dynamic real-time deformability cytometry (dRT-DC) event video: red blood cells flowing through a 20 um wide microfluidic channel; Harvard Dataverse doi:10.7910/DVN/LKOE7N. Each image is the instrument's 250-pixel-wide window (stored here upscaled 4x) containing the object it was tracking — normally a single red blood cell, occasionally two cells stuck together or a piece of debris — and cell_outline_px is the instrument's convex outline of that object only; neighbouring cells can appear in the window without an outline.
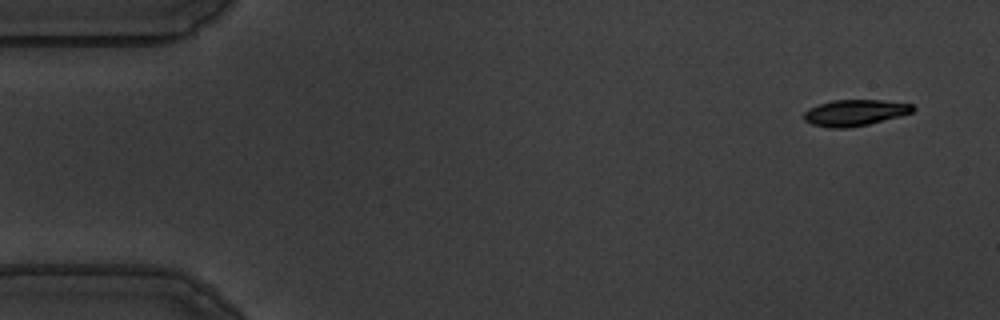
{"species": "common noctule bat (a hibernating species)", "species_latin": "Nyctalus noctula", "temperature_condition": "warm", "stored_images_in_passage": 53, "camera_frame_rate_fps": 3000, "um_per_image_px": 0.085, "animal": {"sex": "male", "body_mass_g": 19.5, "forearm_length_mm": 54.6}, "frame": {"image": 1, "passage_image": 1, "time_ms": 0.0, "image_size_px": [1000, 320], "cell_outline_px": [[916, 108], [912, 112], [900, 116], [868, 124], [848, 128], [828, 128], [812, 124], [804, 120], [804, 112], [808, 108], [832, 100], [880, 100], [912, 104]], "centroid_in_image_um": [72.65, 9.58], "position_along_channel_um": 12.4, "area_um2": 16.59}}
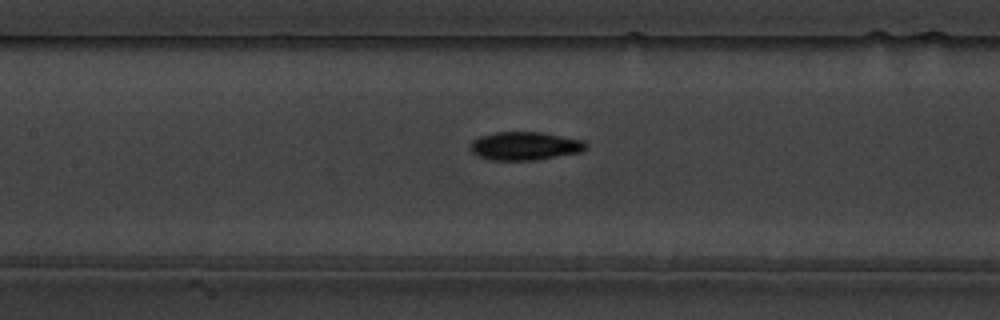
{"frame": {"image": 2, "passage_image": 23, "time_ms": 7.333, "image_size_px": [1000, 320], "cell_outline_px": [[588, 148], [580, 152], [536, 160], [492, 160], [476, 156], [472, 152], [468, 144], [472, 140], [480, 136], [496, 132], [540, 132], [584, 140], [588, 144]], "centroid_in_image_um": [44.6, 12.41], "position_along_channel_um": 162.8, "area_um2": 19.25}}
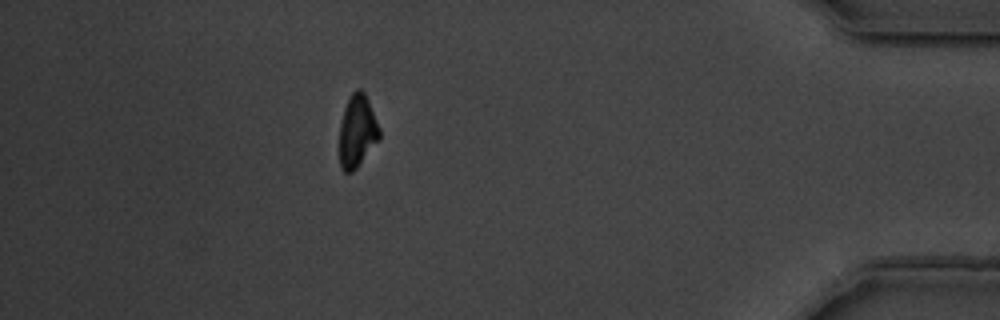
{"frame": {"image": 3, "passage_image": 47, "time_ms": 15.333, "image_size_px": [1000, 320], "cell_outline_px": [[380, 140], [356, 168], [352, 172], [344, 172], [340, 168], [340, 124], [344, 108], [352, 92], [356, 88], [360, 88], [364, 92], [368, 100], [380, 128]], "centroid_in_image_um": [30.37, 11.15], "position_along_channel_um": 404.8, "area_um2": 16.94}, "authors_computed_cell_mechanics": {"area_um2": 17.9758, "velocity_mm_per_s": 3.6284, "shape_relaxation_time_tau1_ms": 2.9422, "shape_relaxation_time_tau2_ms": 4.7402, "deformation_change_tau1": 0.1363, "deformation_change_tau2": 0.0972}}